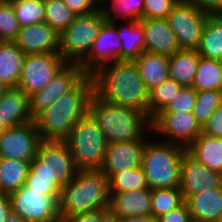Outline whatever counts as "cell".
Returning <instances> with one entry per match:
<instances>
[{
  "instance_id": "52",
  "label": "cell",
  "mask_w": 222,
  "mask_h": 222,
  "mask_svg": "<svg viewBox=\"0 0 222 222\" xmlns=\"http://www.w3.org/2000/svg\"><path fill=\"white\" fill-rule=\"evenodd\" d=\"M8 87H6L3 83L0 82V98Z\"/></svg>"
},
{
  "instance_id": "21",
  "label": "cell",
  "mask_w": 222,
  "mask_h": 222,
  "mask_svg": "<svg viewBox=\"0 0 222 222\" xmlns=\"http://www.w3.org/2000/svg\"><path fill=\"white\" fill-rule=\"evenodd\" d=\"M0 120L8 127L34 121L30 114L29 96L18 87H9L0 98Z\"/></svg>"
},
{
  "instance_id": "34",
  "label": "cell",
  "mask_w": 222,
  "mask_h": 222,
  "mask_svg": "<svg viewBox=\"0 0 222 222\" xmlns=\"http://www.w3.org/2000/svg\"><path fill=\"white\" fill-rule=\"evenodd\" d=\"M20 27L45 22L44 0H9Z\"/></svg>"
},
{
  "instance_id": "5",
  "label": "cell",
  "mask_w": 222,
  "mask_h": 222,
  "mask_svg": "<svg viewBox=\"0 0 222 222\" xmlns=\"http://www.w3.org/2000/svg\"><path fill=\"white\" fill-rule=\"evenodd\" d=\"M145 142L141 167L150 190L180 186L181 160L186 148L157 139ZM157 140V141H156Z\"/></svg>"
},
{
  "instance_id": "39",
  "label": "cell",
  "mask_w": 222,
  "mask_h": 222,
  "mask_svg": "<svg viewBox=\"0 0 222 222\" xmlns=\"http://www.w3.org/2000/svg\"><path fill=\"white\" fill-rule=\"evenodd\" d=\"M20 30L13 6L9 0L0 5V41H15Z\"/></svg>"
},
{
  "instance_id": "9",
  "label": "cell",
  "mask_w": 222,
  "mask_h": 222,
  "mask_svg": "<svg viewBox=\"0 0 222 222\" xmlns=\"http://www.w3.org/2000/svg\"><path fill=\"white\" fill-rule=\"evenodd\" d=\"M66 64L59 52L26 54L17 87L30 97L41 91Z\"/></svg>"
},
{
  "instance_id": "37",
  "label": "cell",
  "mask_w": 222,
  "mask_h": 222,
  "mask_svg": "<svg viewBox=\"0 0 222 222\" xmlns=\"http://www.w3.org/2000/svg\"><path fill=\"white\" fill-rule=\"evenodd\" d=\"M182 88L175 80L168 77L159 86L149 92V117L152 119L162 111Z\"/></svg>"
},
{
  "instance_id": "12",
  "label": "cell",
  "mask_w": 222,
  "mask_h": 222,
  "mask_svg": "<svg viewBox=\"0 0 222 222\" xmlns=\"http://www.w3.org/2000/svg\"><path fill=\"white\" fill-rule=\"evenodd\" d=\"M85 76L80 64L67 63L41 91L29 97L32 118L51 106L57 98L71 91Z\"/></svg>"
},
{
  "instance_id": "49",
  "label": "cell",
  "mask_w": 222,
  "mask_h": 222,
  "mask_svg": "<svg viewBox=\"0 0 222 222\" xmlns=\"http://www.w3.org/2000/svg\"><path fill=\"white\" fill-rule=\"evenodd\" d=\"M5 222H26L17 213L10 211L6 217Z\"/></svg>"
},
{
  "instance_id": "2",
  "label": "cell",
  "mask_w": 222,
  "mask_h": 222,
  "mask_svg": "<svg viewBox=\"0 0 222 222\" xmlns=\"http://www.w3.org/2000/svg\"><path fill=\"white\" fill-rule=\"evenodd\" d=\"M93 94V79L86 75L71 91L39 113L34 122L41 140H65L73 126L89 113Z\"/></svg>"
},
{
  "instance_id": "22",
  "label": "cell",
  "mask_w": 222,
  "mask_h": 222,
  "mask_svg": "<svg viewBox=\"0 0 222 222\" xmlns=\"http://www.w3.org/2000/svg\"><path fill=\"white\" fill-rule=\"evenodd\" d=\"M185 202L192 222H217L222 220V185L217 189L190 195Z\"/></svg>"
},
{
  "instance_id": "19",
  "label": "cell",
  "mask_w": 222,
  "mask_h": 222,
  "mask_svg": "<svg viewBox=\"0 0 222 222\" xmlns=\"http://www.w3.org/2000/svg\"><path fill=\"white\" fill-rule=\"evenodd\" d=\"M145 35L144 52L171 56L178 50L176 35L170 29L167 19L146 18L140 19Z\"/></svg>"
},
{
  "instance_id": "18",
  "label": "cell",
  "mask_w": 222,
  "mask_h": 222,
  "mask_svg": "<svg viewBox=\"0 0 222 222\" xmlns=\"http://www.w3.org/2000/svg\"><path fill=\"white\" fill-rule=\"evenodd\" d=\"M14 42L25 55L59 52V34L46 22L20 27Z\"/></svg>"
},
{
  "instance_id": "11",
  "label": "cell",
  "mask_w": 222,
  "mask_h": 222,
  "mask_svg": "<svg viewBox=\"0 0 222 222\" xmlns=\"http://www.w3.org/2000/svg\"><path fill=\"white\" fill-rule=\"evenodd\" d=\"M152 135L187 148L201 134L193 112H159L151 119ZM154 133V134H153ZM164 138H166L164 140ZM169 138V139H168Z\"/></svg>"
},
{
  "instance_id": "43",
  "label": "cell",
  "mask_w": 222,
  "mask_h": 222,
  "mask_svg": "<svg viewBox=\"0 0 222 222\" xmlns=\"http://www.w3.org/2000/svg\"><path fill=\"white\" fill-rule=\"evenodd\" d=\"M76 15L88 14L100 8V0H63Z\"/></svg>"
},
{
  "instance_id": "8",
  "label": "cell",
  "mask_w": 222,
  "mask_h": 222,
  "mask_svg": "<svg viewBox=\"0 0 222 222\" xmlns=\"http://www.w3.org/2000/svg\"><path fill=\"white\" fill-rule=\"evenodd\" d=\"M208 16L186 0H180L171 10L166 19L180 49H197Z\"/></svg>"
},
{
  "instance_id": "7",
  "label": "cell",
  "mask_w": 222,
  "mask_h": 222,
  "mask_svg": "<svg viewBox=\"0 0 222 222\" xmlns=\"http://www.w3.org/2000/svg\"><path fill=\"white\" fill-rule=\"evenodd\" d=\"M105 22L101 7L88 14L76 15L59 35V53L67 63H80L89 53Z\"/></svg>"
},
{
  "instance_id": "31",
  "label": "cell",
  "mask_w": 222,
  "mask_h": 222,
  "mask_svg": "<svg viewBox=\"0 0 222 222\" xmlns=\"http://www.w3.org/2000/svg\"><path fill=\"white\" fill-rule=\"evenodd\" d=\"M30 163L0 157V193L11 194L23 187Z\"/></svg>"
},
{
  "instance_id": "16",
  "label": "cell",
  "mask_w": 222,
  "mask_h": 222,
  "mask_svg": "<svg viewBox=\"0 0 222 222\" xmlns=\"http://www.w3.org/2000/svg\"><path fill=\"white\" fill-rule=\"evenodd\" d=\"M147 140L108 143L100 170L110 179L124 170L141 167L142 155Z\"/></svg>"
},
{
  "instance_id": "35",
  "label": "cell",
  "mask_w": 222,
  "mask_h": 222,
  "mask_svg": "<svg viewBox=\"0 0 222 222\" xmlns=\"http://www.w3.org/2000/svg\"><path fill=\"white\" fill-rule=\"evenodd\" d=\"M144 188H148V185L142 167L121 171L109 179L110 193H124Z\"/></svg>"
},
{
  "instance_id": "1",
  "label": "cell",
  "mask_w": 222,
  "mask_h": 222,
  "mask_svg": "<svg viewBox=\"0 0 222 222\" xmlns=\"http://www.w3.org/2000/svg\"><path fill=\"white\" fill-rule=\"evenodd\" d=\"M94 93L111 104L136 109L149 116V91L134 61L120 60L91 75Z\"/></svg>"
},
{
  "instance_id": "29",
  "label": "cell",
  "mask_w": 222,
  "mask_h": 222,
  "mask_svg": "<svg viewBox=\"0 0 222 222\" xmlns=\"http://www.w3.org/2000/svg\"><path fill=\"white\" fill-rule=\"evenodd\" d=\"M196 51L203 58L222 59V14L208 16Z\"/></svg>"
},
{
  "instance_id": "51",
  "label": "cell",
  "mask_w": 222,
  "mask_h": 222,
  "mask_svg": "<svg viewBox=\"0 0 222 222\" xmlns=\"http://www.w3.org/2000/svg\"><path fill=\"white\" fill-rule=\"evenodd\" d=\"M8 129V127L0 120V136Z\"/></svg>"
},
{
  "instance_id": "4",
  "label": "cell",
  "mask_w": 222,
  "mask_h": 222,
  "mask_svg": "<svg viewBox=\"0 0 222 222\" xmlns=\"http://www.w3.org/2000/svg\"><path fill=\"white\" fill-rule=\"evenodd\" d=\"M109 178L100 169L78 170L59 196L60 218L109 208Z\"/></svg>"
},
{
  "instance_id": "38",
  "label": "cell",
  "mask_w": 222,
  "mask_h": 222,
  "mask_svg": "<svg viewBox=\"0 0 222 222\" xmlns=\"http://www.w3.org/2000/svg\"><path fill=\"white\" fill-rule=\"evenodd\" d=\"M220 104H222V91H197L193 115L196 117V120L201 127L210 118Z\"/></svg>"
},
{
  "instance_id": "40",
  "label": "cell",
  "mask_w": 222,
  "mask_h": 222,
  "mask_svg": "<svg viewBox=\"0 0 222 222\" xmlns=\"http://www.w3.org/2000/svg\"><path fill=\"white\" fill-rule=\"evenodd\" d=\"M197 91L193 87H182L160 112H193Z\"/></svg>"
},
{
  "instance_id": "3",
  "label": "cell",
  "mask_w": 222,
  "mask_h": 222,
  "mask_svg": "<svg viewBox=\"0 0 222 222\" xmlns=\"http://www.w3.org/2000/svg\"><path fill=\"white\" fill-rule=\"evenodd\" d=\"M89 114L103 131L108 143L148 140L145 135L152 133L148 115L130 107L111 104L95 93L89 102Z\"/></svg>"
},
{
  "instance_id": "24",
  "label": "cell",
  "mask_w": 222,
  "mask_h": 222,
  "mask_svg": "<svg viewBox=\"0 0 222 222\" xmlns=\"http://www.w3.org/2000/svg\"><path fill=\"white\" fill-rule=\"evenodd\" d=\"M25 54L14 41H0V82L17 87Z\"/></svg>"
},
{
  "instance_id": "27",
  "label": "cell",
  "mask_w": 222,
  "mask_h": 222,
  "mask_svg": "<svg viewBox=\"0 0 222 222\" xmlns=\"http://www.w3.org/2000/svg\"><path fill=\"white\" fill-rule=\"evenodd\" d=\"M115 24L118 27V39L122 45L121 60L134 61L145 49L143 26L140 22L133 21L118 20Z\"/></svg>"
},
{
  "instance_id": "44",
  "label": "cell",
  "mask_w": 222,
  "mask_h": 222,
  "mask_svg": "<svg viewBox=\"0 0 222 222\" xmlns=\"http://www.w3.org/2000/svg\"><path fill=\"white\" fill-rule=\"evenodd\" d=\"M156 222H192L187 203L160 216Z\"/></svg>"
},
{
  "instance_id": "32",
  "label": "cell",
  "mask_w": 222,
  "mask_h": 222,
  "mask_svg": "<svg viewBox=\"0 0 222 222\" xmlns=\"http://www.w3.org/2000/svg\"><path fill=\"white\" fill-rule=\"evenodd\" d=\"M192 87L196 91H222L221 61L199 56L198 69Z\"/></svg>"
},
{
  "instance_id": "45",
  "label": "cell",
  "mask_w": 222,
  "mask_h": 222,
  "mask_svg": "<svg viewBox=\"0 0 222 222\" xmlns=\"http://www.w3.org/2000/svg\"><path fill=\"white\" fill-rule=\"evenodd\" d=\"M209 15L222 14V0H186Z\"/></svg>"
},
{
  "instance_id": "17",
  "label": "cell",
  "mask_w": 222,
  "mask_h": 222,
  "mask_svg": "<svg viewBox=\"0 0 222 222\" xmlns=\"http://www.w3.org/2000/svg\"><path fill=\"white\" fill-rule=\"evenodd\" d=\"M36 157L55 170L57 182L62 187L69 184L78 171L64 140H41Z\"/></svg>"
},
{
  "instance_id": "15",
  "label": "cell",
  "mask_w": 222,
  "mask_h": 222,
  "mask_svg": "<svg viewBox=\"0 0 222 222\" xmlns=\"http://www.w3.org/2000/svg\"><path fill=\"white\" fill-rule=\"evenodd\" d=\"M180 190L186 200L190 195L217 189L222 185V175L211 171L187 151L181 160Z\"/></svg>"
},
{
  "instance_id": "26",
  "label": "cell",
  "mask_w": 222,
  "mask_h": 222,
  "mask_svg": "<svg viewBox=\"0 0 222 222\" xmlns=\"http://www.w3.org/2000/svg\"><path fill=\"white\" fill-rule=\"evenodd\" d=\"M134 62L149 92L169 77L168 56L142 52Z\"/></svg>"
},
{
  "instance_id": "48",
  "label": "cell",
  "mask_w": 222,
  "mask_h": 222,
  "mask_svg": "<svg viewBox=\"0 0 222 222\" xmlns=\"http://www.w3.org/2000/svg\"><path fill=\"white\" fill-rule=\"evenodd\" d=\"M120 222H156L152 216H135L120 219Z\"/></svg>"
},
{
  "instance_id": "14",
  "label": "cell",
  "mask_w": 222,
  "mask_h": 222,
  "mask_svg": "<svg viewBox=\"0 0 222 222\" xmlns=\"http://www.w3.org/2000/svg\"><path fill=\"white\" fill-rule=\"evenodd\" d=\"M41 141L35 122L8 128L0 136V157L31 162Z\"/></svg>"
},
{
  "instance_id": "23",
  "label": "cell",
  "mask_w": 222,
  "mask_h": 222,
  "mask_svg": "<svg viewBox=\"0 0 222 222\" xmlns=\"http://www.w3.org/2000/svg\"><path fill=\"white\" fill-rule=\"evenodd\" d=\"M186 151L206 168L222 175V138L201 133Z\"/></svg>"
},
{
  "instance_id": "53",
  "label": "cell",
  "mask_w": 222,
  "mask_h": 222,
  "mask_svg": "<svg viewBox=\"0 0 222 222\" xmlns=\"http://www.w3.org/2000/svg\"><path fill=\"white\" fill-rule=\"evenodd\" d=\"M54 222H68V220L67 219L59 218L58 220H56Z\"/></svg>"
},
{
  "instance_id": "50",
  "label": "cell",
  "mask_w": 222,
  "mask_h": 222,
  "mask_svg": "<svg viewBox=\"0 0 222 222\" xmlns=\"http://www.w3.org/2000/svg\"><path fill=\"white\" fill-rule=\"evenodd\" d=\"M101 222H120V218L108 211L101 219Z\"/></svg>"
},
{
  "instance_id": "47",
  "label": "cell",
  "mask_w": 222,
  "mask_h": 222,
  "mask_svg": "<svg viewBox=\"0 0 222 222\" xmlns=\"http://www.w3.org/2000/svg\"><path fill=\"white\" fill-rule=\"evenodd\" d=\"M11 211L10 198L8 194L0 193V222H5Z\"/></svg>"
},
{
  "instance_id": "20",
  "label": "cell",
  "mask_w": 222,
  "mask_h": 222,
  "mask_svg": "<svg viewBox=\"0 0 222 222\" xmlns=\"http://www.w3.org/2000/svg\"><path fill=\"white\" fill-rule=\"evenodd\" d=\"M108 210L118 218L151 216V190L149 188L110 193Z\"/></svg>"
},
{
  "instance_id": "36",
  "label": "cell",
  "mask_w": 222,
  "mask_h": 222,
  "mask_svg": "<svg viewBox=\"0 0 222 222\" xmlns=\"http://www.w3.org/2000/svg\"><path fill=\"white\" fill-rule=\"evenodd\" d=\"M45 22L59 35L72 23L76 14L63 0H44Z\"/></svg>"
},
{
  "instance_id": "46",
  "label": "cell",
  "mask_w": 222,
  "mask_h": 222,
  "mask_svg": "<svg viewBox=\"0 0 222 222\" xmlns=\"http://www.w3.org/2000/svg\"><path fill=\"white\" fill-rule=\"evenodd\" d=\"M108 211V209H102L93 212L78 213L67 218V220L68 222H101L102 217Z\"/></svg>"
},
{
  "instance_id": "28",
  "label": "cell",
  "mask_w": 222,
  "mask_h": 222,
  "mask_svg": "<svg viewBox=\"0 0 222 222\" xmlns=\"http://www.w3.org/2000/svg\"><path fill=\"white\" fill-rule=\"evenodd\" d=\"M28 190L44 192V195H60L62 186L57 182L55 170L35 157L30 162L24 185Z\"/></svg>"
},
{
  "instance_id": "13",
  "label": "cell",
  "mask_w": 222,
  "mask_h": 222,
  "mask_svg": "<svg viewBox=\"0 0 222 222\" xmlns=\"http://www.w3.org/2000/svg\"><path fill=\"white\" fill-rule=\"evenodd\" d=\"M121 48L117 25L105 21L99 30L90 53L79 64L85 74L91 76L102 66L120 61Z\"/></svg>"
},
{
  "instance_id": "30",
  "label": "cell",
  "mask_w": 222,
  "mask_h": 222,
  "mask_svg": "<svg viewBox=\"0 0 222 222\" xmlns=\"http://www.w3.org/2000/svg\"><path fill=\"white\" fill-rule=\"evenodd\" d=\"M100 1V7L104 13L105 21L107 22L115 23L118 20L117 18L122 19L123 21L133 22H139L140 19H144L145 0Z\"/></svg>"
},
{
  "instance_id": "6",
  "label": "cell",
  "mask_w": 222,
  "mask_h": 222,
  "mask_svg": "<svg viewBox=\"0 0 222 222\" xmlns=\"http://www.w3.org/2000/svg\"><path fill=\"white\" fill-rule=\"evenodd\" d=\"M64 141L78 170L101 168L108 142L89 113L73 126Z\"/></svg>"
},
{
  "instance_id": "25",
  "label": "cell",
  "mask_w": 222,
  "mask_h": 222,
  "mask_svg": "<svg viewBox=\"0 0 222 222\" xmlns=\"http://www.w3.org/2000/svg\"><path fill=\"white\" fill-rule=\"evenodd\" d=\"M196 50L180 49L168 57L169 77L182 87H192L198 69Z\"/></svg>"
},
{
  "instance_id": "33",
  "label": "cell",
  "mask_w": 222,
  "mask_h": 222,
  "mask_svg": "<svg viewBox=\"0 0 222 222\" xmlns=\"http://www.w3.org/2000/svg\"><path fill=\"white\" fill-rule=\"evenodd\" d=\"M184 202L185 199L179 187L153 189L151 190V216L157 220Z\"/></svg>"
},
{
  "instance_id": "10",
  "label": "cell",
  "mask_w": 222,
  "mask_h": 222,
  "mask_svg": "<svg viewBox=\"0 0 222 222\" xmlns=\"http://www.w3.org/2000/svg\"><path fill=\"white\" fill-rule=\"evenodd\" d=\"M59 196L44 195L23 186L9 194L11 211L26 222H54L60 218Z\"/></svg>"
},
{
  "instance_id": "41",
  "label": "cell",
  "mask_w": 222,
  "mask_h": 222,
  "mask_svg": "<svg viewBox=\"0 0 222 222\" xmlns=\"http://www.w3.org/2000/svg\"><path fill=\"white\" fill-rule=\"evenodd\" d=\"M180 0H145L144 19H166L171 10Z\"/></svg>"
},
{
  "instance_id": "42",
  "label": "cell",
  "mask_w": 222,
  "mask_h": 222,
  "mask_svg": "<svg viewBox=\"0 0 222 222\" xmlns=\"http://www.w3.org/2000/svg\"><path fill=\"white\" fill-rule=\"evenodd\" d=\"M201 133L216 138H222V104L213 112L201 127Z\"/></svg>"
}]
</instances>
